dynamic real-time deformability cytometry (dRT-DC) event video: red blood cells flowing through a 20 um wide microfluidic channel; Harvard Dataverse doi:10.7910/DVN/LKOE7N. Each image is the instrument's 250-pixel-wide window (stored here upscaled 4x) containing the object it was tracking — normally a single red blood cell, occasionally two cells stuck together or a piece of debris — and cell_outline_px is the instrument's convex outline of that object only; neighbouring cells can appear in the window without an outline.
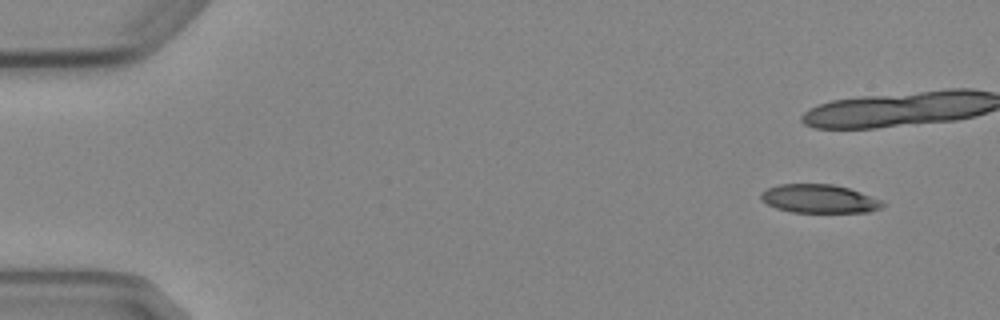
{"species": "Egyptian fruit bat (a non-hibernating species)", "species_latin": "Rousettus aegyptiacus", "temperature_condition": "cold", "stored_images_in_passage": 10, "camera_frame_rate_fps": 3000, "um_per_image_px": 0.085, "animal": {"sex": "female"}, "frame": {"image": 1, "passage_image": 1, "time_ms": 0.0, "image_size_px": [1000, 320], "cell_outline_px": [[884, 204], [880, 208], [868, 212], [792, 212], [776, 208], [760, 200], [760, 192], [768, 188], [780, 184], [832, 184], [848, 188], [860, 192], [880, 200]], "centroid_in_image_um": [69.58, 16.89], "position_along_channel_um": 15.4, "area_um2": 20.06}}